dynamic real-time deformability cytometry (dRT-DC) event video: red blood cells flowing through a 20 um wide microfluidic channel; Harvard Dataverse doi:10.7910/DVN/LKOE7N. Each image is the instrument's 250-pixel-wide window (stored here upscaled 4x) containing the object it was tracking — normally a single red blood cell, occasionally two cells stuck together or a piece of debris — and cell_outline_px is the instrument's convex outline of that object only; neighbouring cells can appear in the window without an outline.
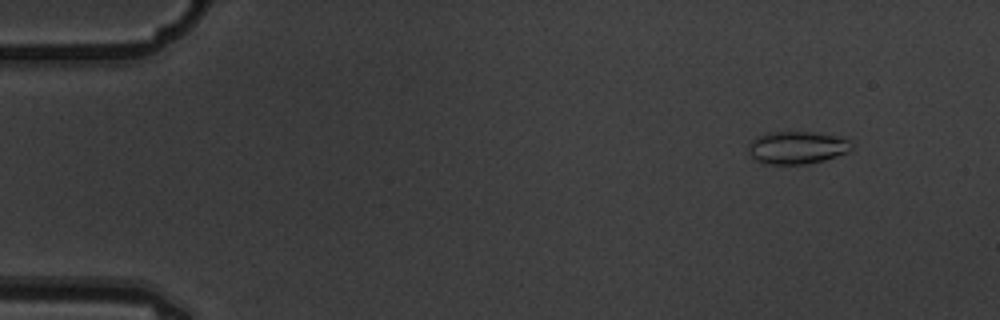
{"species": "common noctule bat (a hibernating species)", "species_latin": "Nyctalus noctula", "temperature_condition": "warm", "stored_images_in_passage": 5, "camera_frame_rate_fps": 3000, "um_per_image_px": 0.085, "animal": {"sex": "male", "body_mass_g": 19.5, "forearm_length_mm": 54.6}, "frame": {"image": 1, "passage_image": 2, "time_ms": 0.333, "image_size_px": [1000, 320], "cell_outline_px": [[852, 148], [848, 152], [824, 160], [804, 164], [764, 164], [756, 160], [748, 152], [748, 144], [756, 136], [768, 132], [812, 132], [836, 136], [852, 140]], "centroid_in_image_um": [67.73, 12.54], "position_along_channel_um": 17.3, "area_um2": 19.71}}
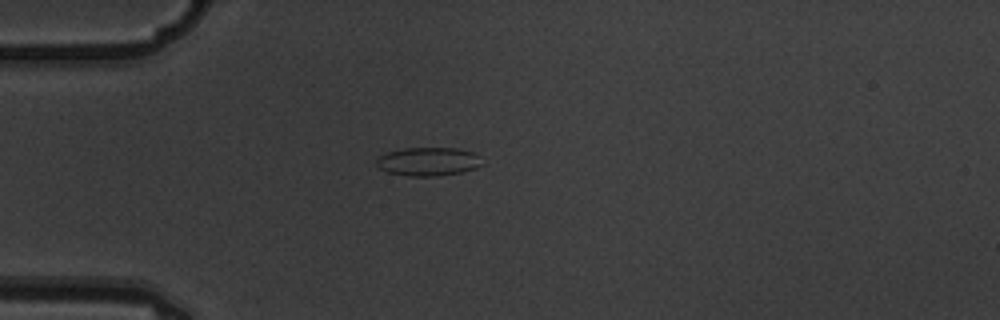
{"frame": {"image": 2, "passage_image": 5, "time_ms": 1.333, "image_size_px": [1000, 320], "cell_outline_px": [[484, 164], [476, 168], [460, 172], [432, 176], [408, 176], [388, 172], [380, 168], [376, 164], [376, 160], [384, 152], [404, 148], [456, 148], [476, 152]], "centroid_in_image_um": [36.41, 13.72], "position_along_channel_um": 48.6, "area_um2": 17.63}}